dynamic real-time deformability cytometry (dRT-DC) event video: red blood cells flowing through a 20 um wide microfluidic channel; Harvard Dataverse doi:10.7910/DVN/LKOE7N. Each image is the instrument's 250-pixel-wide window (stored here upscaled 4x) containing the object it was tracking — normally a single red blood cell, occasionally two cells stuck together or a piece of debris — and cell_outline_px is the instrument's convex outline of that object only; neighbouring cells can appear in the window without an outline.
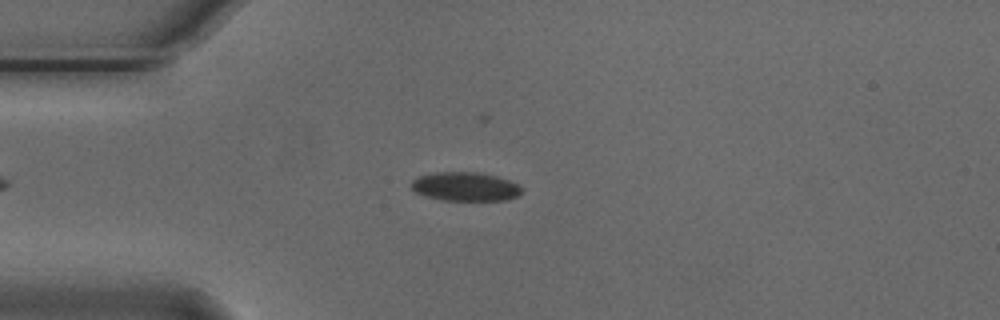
{"species": "Egyptian fruit bat (a non-hibernating species)", "species_latin": "Rousettus aegyptiacus", "temperature_condition": "cold", "stored_images_in_passage": 52, "camera_frame_rate_fps": 3000, "um_per_image_px": 0.085, "animal": {"sex": "male"}, "frame": {"image": 1, "passage_image": 11, "time_ms": 3.333, "image_size_px": [1000, 320], "cell_outline_px": [[524, 188], [516, 196], [504, 200], [440, 200], [424, 196], [416, 192], [412, 188], [412, 180], [420, 176], [432, 172], [480, 172], [496, 176], [508, 180]], "centroid_in_image_um": [39.52, 15.85], "position_along_channel_um": 45.5, "area_um2": 18.5}}
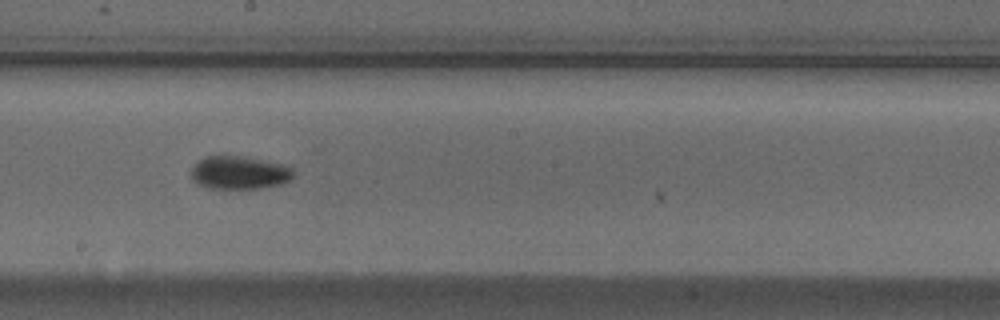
{"frame": {"image": 2, "passage_image": 27, "time_ms": 8.667, "image_size_px": [1000, 320], "cell_outline_px": [[292, 176], [288, 180], [280, 184], [260, 188], [208, 188], [196, 184], [192, 180], [192, 168], [204, 156], [224, 152], [288, 164], [292, 168]], "centroid_in_image_um": [20.31, 14.62], "position_along_channel_um": 227.9, "area_um2": 20.4}}
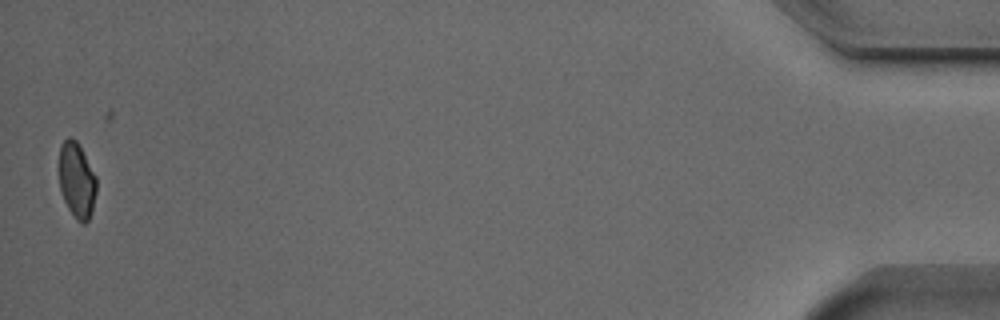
{"frame": {"image": 3, "passage_image": 51, "time_ms": 16.667, "image_size_px": [1000, 320], "cell_outline_px": [[96, 192], [92, 212], [88, 220], [84, 224], [80, 224], [76, 220], [68, 208], [64, 200], [60, 188], [56, 168], [60, 144], [68, 136], [72, 136], [76, 140], [96, 176]], "centroid_in_image_um": [6.47, 15.3], "position_along_channel_um": 428.7, "area_um2": 17.05}, "authors_computed_cell_mechanics": {"area_um2": 18.6116, "velocity_mm_per_s": 3.7372, "shape_relaxation_time_tau1_ms": 2.6861, "shape_relaxation_time_tau2_ms": 4.0966, "deformation_change_tau1": 0.0765, "deformation_change_tau2": 0.068}}